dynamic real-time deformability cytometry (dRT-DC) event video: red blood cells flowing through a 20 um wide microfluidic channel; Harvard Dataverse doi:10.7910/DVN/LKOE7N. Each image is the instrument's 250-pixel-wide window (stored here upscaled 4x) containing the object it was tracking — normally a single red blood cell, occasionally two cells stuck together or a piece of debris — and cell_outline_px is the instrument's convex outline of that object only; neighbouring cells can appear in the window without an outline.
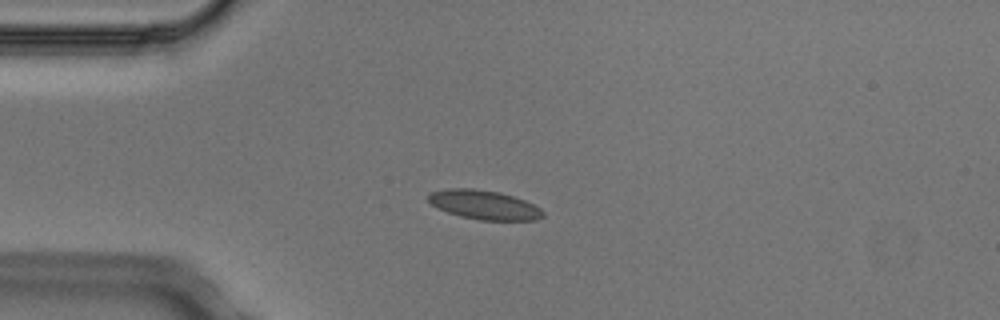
{"species": "Egyptian fruit bat (a non-hibernating species)", "species_latin": "Rousettus aegyptiacus", "temperature_condition": "cold", "stored_images_in_passage": 4, "camera_frame_rate_fps": 3000, "um_per_image_px": 0.085, "animal": {"sex": "male"}, "frame": {"image": 1, "passage_image": 2, "time_ms": 0.333, "image_size_px": [1000, 320], "cell_outline_px": [[544, 216], [536, 220], [480, 220], [460, 216], [448, 212], [432, 204], [428, 200], [428, 196], [432, 192], [448, 188], [472, 188], [500, 192], [524, 200], [540, 208], [544, 212]], "centroid_in_image_um": [41.17, 17.41], "position_along_channel_um": 43.8, "area_um2": 19.31}}
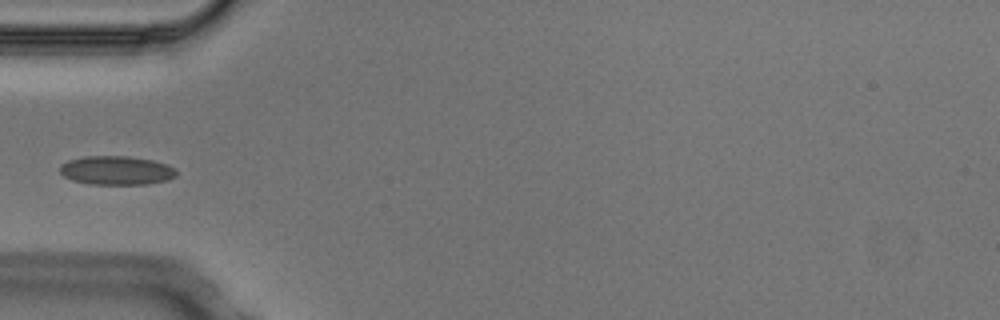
{"frame": {"image": 2, "passage_image": 3, "time_ms": 0.667, "image_size_px": [1000, 320], "cell_outline_px": [[176, 176], [168, 180], [148, 184], [92, 184], [72, 180], [64, 176], [60, 172], [60, 164], [68, 160], [84, 156], [128, 156], [152, 160], [176, 168]], "centroid_in_image_um": [9.89, 14.48], "position_along_channel_um": 75.1, "area_um2": 19.59}}
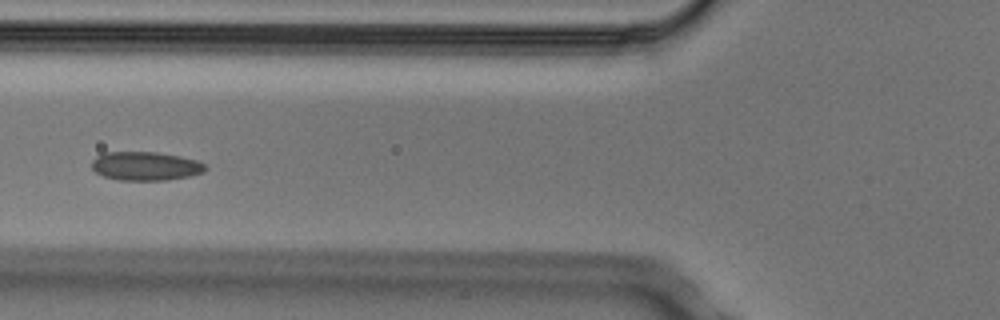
{"frame": {"image": 3, "passage_image": 4, "time_ms": 1.0, "image_size_px": [1000, 320], "cell_outline_px": [[208, 168], [204, 172], [188, 176], [168, 180], [120, 180], [104, 176], [96, 172], [92, 168], [92, 160], [96, 156], [104, 152], [156, 152], [180, 156], [196, 160], [204, 164]], "centroid_in_image_um": [12.37, 14.11], "position_along_channel_um": 113.4, "area_um2": 19.02}}